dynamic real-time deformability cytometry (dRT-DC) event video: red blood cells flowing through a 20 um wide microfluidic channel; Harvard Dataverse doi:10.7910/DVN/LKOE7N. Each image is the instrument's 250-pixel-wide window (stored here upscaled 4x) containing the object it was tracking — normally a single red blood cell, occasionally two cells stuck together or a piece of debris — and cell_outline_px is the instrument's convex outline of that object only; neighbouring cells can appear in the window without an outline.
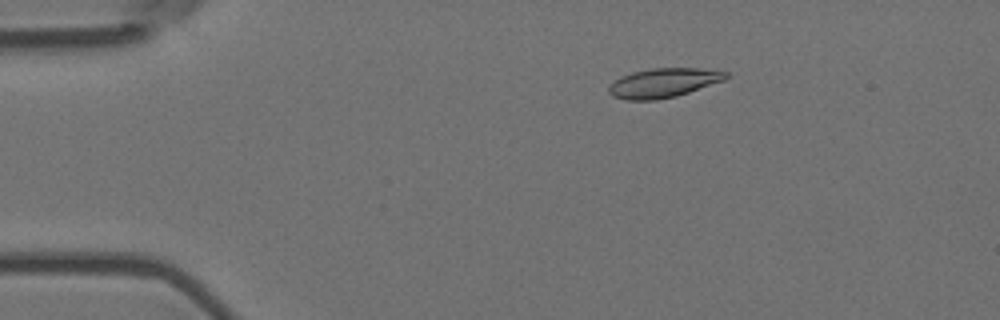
{"species": "Egyptian fruit bat (a non-hibernating species)", "species_latin": "Rousettus aegyptiacus", "temperature_condition": "room temperature", "stored_images_in_passage": 48, "camera_frame_rate_fps": 3000, "um_per_image_px": 0.085, "animal": {"sex": "female"}, "frame": {"image": 1, "passage_image": 3, "time_ms": 0.667, "image_size_px": [1000, 320], "cell_outline_px": [[728, 76], [724, 80], [676, 96], [656, 100], [624, 100], [612, 96], [608, 92], [608, 88], [616, 80], [632, 72], [652, 68], [700, 68], [728, 72]], "centroid_in_image_um": [56.39, 7.05], "position_along_channel_um": 28.6, "area_um2": 19.77}}
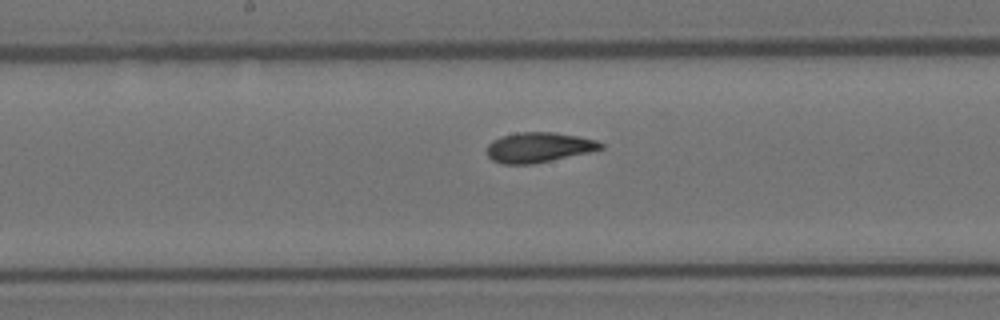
{"frame": {"image": 2, "passage_image": 22, "time_ms": 7.0, "image_size_px": [1000, 320], "cell_outline_px": [[604, 148], [588, 152], [532, 164], [504, 164], [492, 160], [488, 156], [488, 144], [492, 140], [500, 136], [516, 132], [556, 132], [596, 140], [604, 144]], "centroid_in_image_um": [45.77, 12.51], "position_along_channel_um": 202.4, "area_um2": 19.83}}
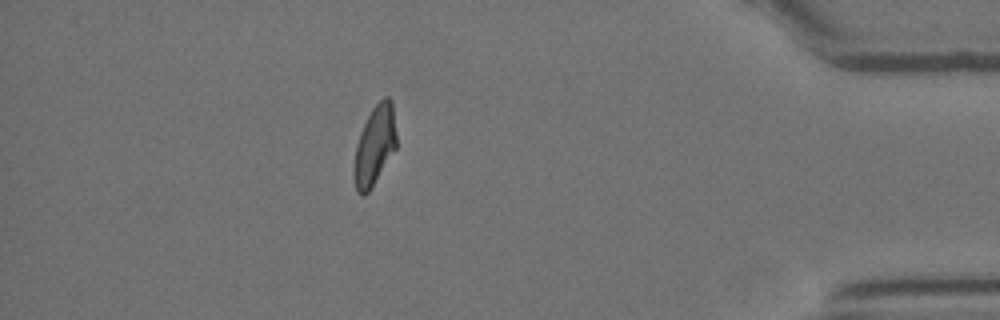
{"frame": {"image": 3, "passage_image": 42, "time_ms": 13.667, "image_size_px": [1000, 320], "cell_outline_px": [[396, 148], [368, 192], [364, 196], [360, 196], [356, 192], [352, 176], [352, 168], [356, 144], [360, 132], [372, 108], [384, 96], [388, 96], [392, 100], [396, 136]], "centroid_in_image_um": [31.81, 12.4], "position_along_channel_um": 403.4, "area_um2": 19.83}, "authors_computed_cell_mechanics": {"area_um2": 19.8832, "velocity_mm_per_s": 3.6777, "shape_relaxation_time_tau1_ms": 8.8367, "shape_relaxation_time_tau2_ms": 1.9967, "deformation_change_tau1": 0.2316, "deformation_change_tau2": 0.0733}}